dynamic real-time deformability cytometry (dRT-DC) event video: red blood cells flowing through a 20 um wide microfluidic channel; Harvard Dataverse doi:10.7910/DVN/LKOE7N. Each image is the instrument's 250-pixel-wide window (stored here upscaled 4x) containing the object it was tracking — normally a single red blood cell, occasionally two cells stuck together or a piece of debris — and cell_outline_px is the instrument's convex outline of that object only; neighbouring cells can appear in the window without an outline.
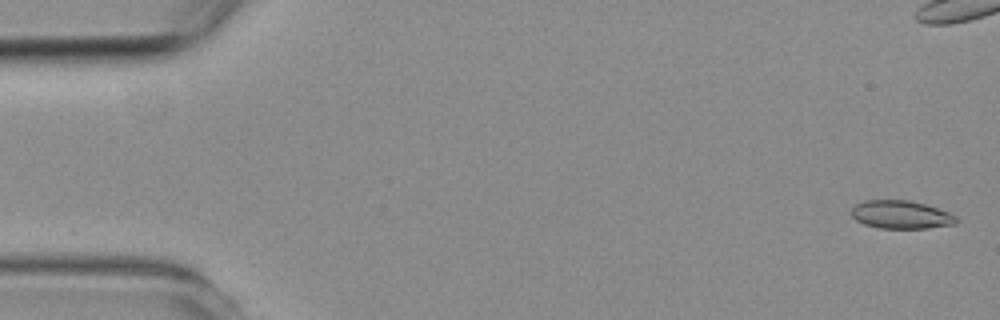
{"species": "common noctule bat (a hibernating species)", "species_latin": "Nyctalus noctula", "temperature_condition": "room temperature", "stored_images_in_passage": 8, "camera_frame_rate_fps": 3000, "um_per_image_px": 0.085, "animal": {"sex": "female", "body_mass_g": 19.3, "forearm_length_mm": 54.1}, "frame": {"image": 1, "passage_image": 1, "time_ms": 0.0, "image_size_px": [1000, 320], "cell_outline_px": [[956, 224], [924, 228], [880, 228], [864, 224], [856, 220], [848, 212], [856, 204], [864, 200], [908, 200], [924, 204], [948, 212], [956, 216]], "centroid_in_image_um": [76.53, 18.24], "position_along_channel_um": 8.5, "area_um2": 17.11}}
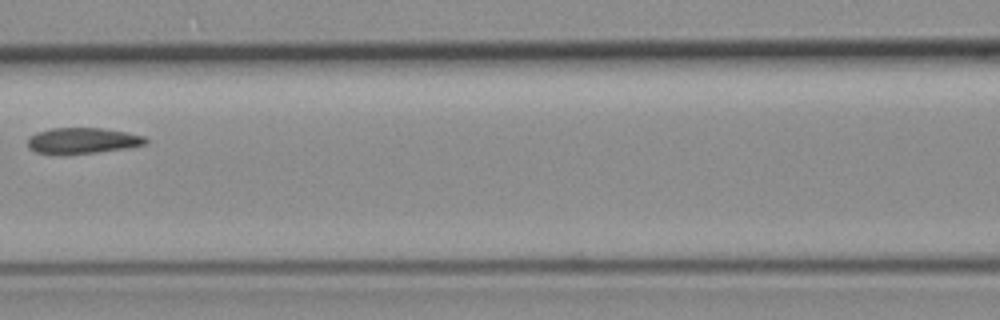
{"frame": {"image": 2, "passage_image": 6, "time_ms": 8.333, "image_size_px": [1000, 320], "cell_outline_px": [[148, 140], [144, 144], [124, 148], [96, 152], [36, 152], [28, 148], [28, 136], [36, 132], [52, 128], [104, 128], [128, 132], [144, 136]], "centroid_in_image_um": [7.02, 11.91], "position_along_channel_um": 159.6, "area_um2": 17.22}}
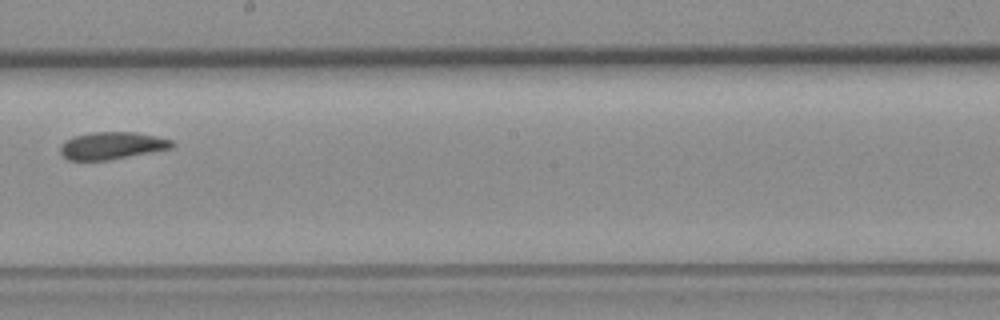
{"frame": {"image": 3, "passage_image": 8, "time_ms": 10.333, "image_size_px": [1000, 320], "cell_outline_px": [[176, 144], [172, 148], [108, 160], [68, 160], [60, 152], [60, 148], [64, 140], [72, 136], [92, 132], [136, 132], [156, 136], [172, 140]], "centroid_in_image_um": [9.5, 12.37], "position_along_channel_um": 238.7, "area_um2": 17.8}}